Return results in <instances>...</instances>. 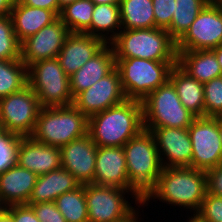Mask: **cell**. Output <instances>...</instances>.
Segmentation results:
<instances>
[{"instance_id":"cell-1","label":"cell","mask_w":222,"mask_h":222,"mask_svg":"<svg viewBox=\"0 0 222 222\" xmlns=\"http://www.w3.org/2000/svg\"><path fill=\"white\" fill-rule=\"evenodd\" d=\"M207 193L206 171L192 167L163 168L156 186L147 194L143 203L148 206L151 200L173 207H182L193 216L198 212Z\"/></svg>"},{"instance_id":"cell-2","label":"cell","mask_w":222,"mask_h":222,"mask_svg":"<svg viewBox=\"0 0 222 222\" xmlns=\"http://www.w3.org/2000/svg\"><path fill=\"white\" fill-rule=\"evenodd\" d=\"M144 129L142 102L126 99L88 118V133L98 147H123Z\"/></svg>"},{"instance_id":"cell-3","label":"cell","mask_w":222,"mask_h":222,"mask_svg":"<svg viewBox=\"0 0 222 222\" xmlns=\"http://www.w3.org/2000/svg\"><path fill=\"white\" fill-rule=\"evenodd\" d=\"M115 58L177 62L176 42L162 28L121 30L110 43Z\"/></svg>"},{"instance_id":"cell-4","label":"cell","mask_w":222,"mask_h":222,"mask_svg":"<svg viewBox=\"0 0 222 222\" xmlns=\"http://www.w3.org/2000/svg\"><path fill=\"white\" fill-rule=\"evenodd\" d=\"M128 179L145 198L156 186L163 166L153 134L143 129L123 146Z\"/></svg>"},{"instance_id":"cell-5","label":"cell","mask_w":222,"mask_h":222,"mask_svg":"<svg viewBox=\"0 0 222 222\" xmlns=\"http://www.w3.org/2000/svg\"><path fill=\"white\" fill-rule=\"evenodd\" d=\"M87 133L88 118L71 104L42 107L31 137L38 142L60 148Z\"/></svg>"},{"instance_id":"cell-6","label":"cell","mask_w":222,"mask_h":222,"mask_svg":"<svg viewBox=\"0 0 222 222\" xmlns=\"http://www.w3.org/2000/svg\"><path fill=\"white\" fill-rule=\"evenodd\" d=\"M115 61L126 98L140 102L169 80L170 71L177 64L140 58H115Z\"/></svg>"},{"instance_id":"cell-7","label":"cell","mask_w":222,"mask_h":222,"mask_svg":"<svg viewBox=\"0 0 222 222\" xmlns=\"http://www.w3.org/2000/svg\"><path fill=\"white\" fill-rule=\"evenodd\" d=\"M142 105L144 128H188L196 118L183 106L169 80L152 91Z\"/></svg>"},{"instance_id":"cell-8","label":"cell","mask_w":222,"mask_h":222,"mask_svg":"<svg viewBox=\"0 0 222 222\" xmlns=\"http://www.w3.org/2000/svg\"><path fill=\"white\" fill-rule=\"evenodd\" d=\"M28 85L42 107H61L73 104L70 76L64 73L59 60H40L28 67Z\"/></svg>"},{"instance_id":"cell-9","label":"cell","mask_w":222,"mask_h":222,"mask_svg":"<svg viewBox=\"0 0 222 222\" xmlns=\"http://www.w3.org/2000/svg\"><path fill=\"white\" fill-rule=\"evenodd\" d=\"M42 106L29 85L0 98V122L3 131L18 137L31 136Z\"/></svg>"},{"instance_id":"cell-10","label":"cell","mask_w":222,"mask_h":222,"mask_svg":"<svg viewBox=\"0 0 222 222\" xmlns=\"http://www.w3.org/2000/svg\"><path fill=\"white\" fill-rule=\"evenodd\" d=\"M129 195L133 200L131 203L128 201ZM85 198L89 222L120 221L141 202L130 190L95 184H85ZM134 201L135 207L131 205Z\"/></svg>"},{"instance_id":"cell-11","label":"cell","mask_w":222,"mask_h":222,"mask_svg":"<svg viewBox=\"0 0 222 222\" xmlns=\"http://www.w3.org/2000/svg\"><path fill=\"white\" fill-rule=\"evenodd\" d=\"M220 45H222V0H211L176 43V50H212Z\"/></svg>"},{"instance_id":"cell-12","label":"cell","mask_w":222,"mask_h":222,"mask_svg":"<svg viewBox=\"0 0 222 222\" xmlns=\"http://www.w3.org/2000/svg\"><path fill=\"white\" fill-rule=\"evenodd\" d=\"M188 132L193 149L191 167L202 171L218 167L222 158L219 118L196 117Z\"/></svg>"},{"instance_id":"cell-13","label":"cell","mask_w":222,"mask_h":222,"mask_svg":"<svg viewBox=\"0 0 222 222\" xmlns=\"http://www.w3.org/2000/svg\"><path fill=\"white\" fill-rule=\"evenodd\" d=\"M127 98L122 88L120 73L115 67L109 74L73 98V105L87 118L118 105Z\"/></svg>"},{"instance_id":"cell-14","label":"cell","mask_w":222,"mask_h":222,"mask_svg":"<svg viewBox=\"0 0 222 222\" xmlns=\"http://www.w3.org/2000/svg\"><path fill=\"white\" fill-rule=\"evenodd\" d=\"M69 34V29L58 17L21 42V61L28 68L37 61L57 58Z\"/></svg>"},{"instance_id":"cell-15","label":"cell","mask_w":222,"mask_h":222,"mask_svg":"<svg viewBox=\"0 0 222 222\" xmlns=\"http://www.w3.org/2000/svg\"><path fill=\"white\" fill-rule=\"evenodd\" d=\"M155 139L163 168L191 167L192 142L188 128H144Z\"/></svg>"},{"instance_id":"cell-16","label":"cell","mask_w":222,"mask_h":222,"mask_svg":"<svg viewBox=\"0 0 222 222\" xmlns=\"http://www.w3.org/2000/svg\"><path fill=\"white\" fill-rule=\"evenodd\" d=\"M97 145L89 133L60 147L61 167L81 184H92L95 174Z\"/></svg>"},{"instance_id":"cell-17","label":"cell","mask_w":222,"mask_h":222,"mask_svg":"<svg viewBox=\"0 0 222 222\" xmlns=\"http://www.w3.org/2000/svg\"><path fill=\"white\" fill-rule=\"evenodd\" d=\"M92 184L130 190L141 202L144 200L129 182L123 147H97Z\"/></svg>"},{"instance_id":"cell-18","label":"cell","mask_w":222,"mask_h":222,"mask_svg":"<svg viewBox=\"0 0 222 222\" xmlns=\"http://www.w3.org/2000/svg\"><path fill=\"white\" fill-rule=\"evenodd\" d=\"M15 163L37 176L61 168L59 147L36 141L33 137H19Z\"/></svg>"},{"instance_id":"cell-19","label":"cell","mask_w":222,"mask_h":222,"mask_svg":"<svg viewBox=\"0 0 222 222\" xmlns=\"http://www.w3.org/2000/svg\"><path fill=\"white\" fill-rule=\"evenodd\" d=\"M105 45L106 43L97 37L85 33H70L66 37L57 59L64 73L71 76Z\"/></svg>"},{"instance_id":"cell-20","label":"cell","mask_w":222,"mask_h":222,"mask_svg":"<svg viewBox=\"0 0 222 222\" xmlns=\"http://www.w3.org/2000/svg\"><path fill=\"white\" fill-rule=\"evenodd\" d=\"M38 176L18 164L0 173V202L2 206L27 204Z\"/></svg>"},{"instance_id":"cell-21","label":"cell","mask_w":222,"mask_h":222,"mask_svg":"<svg viewBox=\"0 0 222 222\" xmlns=\"http://www.w3.org/2000/svg\"><path fill=\"white\" fill-rule=\"evenodd\" d=\"M115 67L114 49L111 44H106L96 55L70 76L72 97L74 98L78 93L90 88Z\"/></svg>"},{"instance_id":"cell-22","label":"cell","mask_w":222,"mask_h":222,"mask_svg":"<svg viewBox=\"0 0 222 222\" xmlns=\"http://www.w3.org/2000/svg\"><path fill=\"white\" fill-rule=\"evenodd\" d=\"M80 185L69 171L61 167L38 176L27 204L54 202L63 193L73 191Z\"/></svg>"},{"instance_id":"cell-23","label":"cell","mask_w":222,"mask_h":222,"mask_svg":"<svg viewBox=\"0 0 222 222\" xmlns=\"http://www.w3.org/2000/svg\"><path fill=\"white\" fill-rule=\"evenodd\" d=\"M10 17L14 33L20 43L58 18L52 10L31 7L20 0L15 1Z\"/></svg>"},{"instance_id":"cell-24","label":"cell","mask_w":222,"mask_h":222,"mask_svg":"<svg viewBox=\"0 0 222 222\" xmlns=\"http://www.w3.org/2000/svg\"><path fill=\"white\" fill-rule=\"evenodd\" d=\"M177 64L200 83L222 76L220 64L212 50L177 51Z\"/></svg>"},{"instance_id":"cell-25","label":"cell","mask_w":222,"mask_h":222,"mask_svg":"<svg viewBox=\"0 0 222 222\" xmlns=\"http://www.w3.org/2000/svg\"><path fill=\"white\" fill-rule=\"evenodd\" d=\"M169 81L175 87L183 106L195 117H204L203 83L191 77L178 64L172 67Z\"/></svg>"},{"instance_id":"cell-26","label":"cell","mask_w":222,"mask_h":222,"mask_svg":"<svg viewBox=\"0 0 222 222\" xmlns=\"http://www.w3.org/2000/svg\"><path fill=\"white\" fill-rule=\"evenodd\" d=\"M122 30L119 5H95L91 26L85 34L97 37L110 44Z\"/></svg>"},{"instance_id":"cell-27","label":"cell","mask_w":222,"mask_h":222,"mask_svg":"<svg viewBox=\"0 0 222 222\" xmlns=\"http://www.w3.org/2000/svg\"><path fill=\"white\" fill-rule=\"evenodd\" d=\"M122 30L155 28L152 0H121Z\"/></svg>"},{"instance_id":"cell-28","label":"cell","mask_w":222,"mask_h":222,"mask_svg":"<svg viewBox=\"0 0 222 222\" xmlns=\"http://www.w3.org/2000/svg\"><path fill=\"white\" fill-rule=\"evenodd\" d=\"M211 0H175L170 26L166 29L177 43L188 31L197 15Z\"/></svg>"},{"instance_id":"cell-29","label":"cell","mask_w":222,"mask_h":222,"mask_svg":"<svg viewBox=\"0 0 222 222\" xmlns=\"http://www.w3.org/2000/svg\"><path fill=\"white\" fill-rule=\"evenodd\" d=\"M28 85V68L21 61L0 60V98L22 90Z\"/></svg>"},{"instance_id":"cell-30","label":"cell","mask_w":222,"mask_h":222,"mask_svg":"<svg viewBox=\"0 0 222 222\" xmlns=\"http://www.w3.org/2000/svg\"><path fill=\"white\" fill-rule=\"evenodd\" d=\"M66 222H89L85 198V185L63 193L54 201Z\"/></svg>"},{"instance_id":"cell-31","label":"cell","mask_w":222,"mask_h":222,"mask_svg":"<svg viewBox=\"0 0 222 222\" xmlns=\"http://www.w3.org/2000/svg\"><path fill=\"white\" fill-rule=\"evenodd\" d=\"M94 6L91 0H77L62 8L59 18L70 33H84L91 26Z\"/></svg>"},{"instance_id":"cell-32","label":"cell","mask_w":222,"mask_h":222,"mask_svg":"<svg viewBox=\"0 0 222 222\" xmlns=\"http://www.w3.org/2000/svg\"><path fill=\"white\" fill-rule=\"evenodd\" d=\"M10 15L0 17V60L21 59V46Z\"/></svg>"},{"instance_id":"cell-33","label":"cell","mask_w":222,"mask_h":222,"mask_svg":"<svg viewBox=\"0 0 222 222\" xmlns=\"http://www.w3.org/2000/svg\"><path fill=\"white\" fill-rule=\"evenodd\" d=\"M204 117L222 118V76L203 84Z\"/></svg>"},{"instance_id":"cell-34","label":"cell","mask_w":222,"mask_h":222,"mask_svg":"<svg viewBox=\"0 0 222 222\" xmlns=\"http://www.w3.org/2000/svg\"><path fill=\"white\" fill-rule=\"evenodd\" d=\"M191 217L197 222H222V197L206 193L198 212Z\"/></svg>"},{"instance_id":"cell-35","label":"cell","mask_w":222,"mask_h":222,"mask_svg":"<svg viewBox=\"0 0 222 222\" xmlns=\"http://www.w3.org/2000/svg\"><path fill=\"white\" fill-rule=\"evenodd\" d=\"M19 137L4 132L0 136V173L15 164Z\"/></svg>"},{"instance_id":"cell-36","label":"cell","mask_w":222,"mask_h":222,"mask_svg":"<svg viewBox=\"0 0 222 222\" xmlns=\"http://www.w3.org/2000/svg\"><path fill=\"white\" fill-rule=\"evenodd\" d=\"M155 28L167 29L173 18L175 0H152Z\"/></svg>"},{"instance_id":"cell-37","label":"cell","mask_w":222,"mask_h":222,"mask_svg":"<svg viewBox=\"0 0 222 222\" xmlns=\"http://www.w3.org/2000/svg\"><path fill=\"white\" fill-rule=\"evenodd\" d=\"M40 222H66L54 202L28 204Z\"/></svg>"},{"instance_id":"cell-38","label":"cell","mask_w":222,"mask_h":222,"mask_svg":"<svg viewBox=\"0 0 222 222\" xmlns=\"http://www.w3.org/2000/svg\"><path fill=\"white\" fill-rule=\"evenodd\" d=\"M4 209L13 217L15 222H40L28 204L11 205Z\"/></svg>"},{"instance_id":"cell-39","label":"cell","mask_w":222,"mask_h":222,"mask_svg":"<svg viewBox=\"0 0 222 222\" xmlns=\"http://www.w3.org/2000/svg\"><path fill=\"white\" fill-rule=\"evenodd\" d=\"M207 175V193L222 197V170L215 167L206 171Z\"/></svg>"},{"instance_id":"cell-40","label":"cell","mask_w":222,"mask_h":222,"mask_svg":"<svg viewBox=\"0 0 222 222\" xmlns=\"http://www.w3.org/2000/svg\"><path fill=\"white\" fill-rule=\"evenodd\" d=\"M20 1L23 4L31 7L52 10L59 17L58 0H20Z\"/></svg>"},{"instance_id":"cell-41","label":"cell","mask_w":222,"mask_h":222,"mask_svg":"<svg viewBox=\"0 0 222 222\" xmlns=\"http://www.w3.org/2000/svg\"><path fill=\"white\" fill-rule=\"evenodd\" d=\"M144 207L145 208V205H144V203L143 202H140L138 205H137V207L139 208H135L128 216H126L124 219H121L120 221H116V222H140V220L141 221H143L141 218L142 217H140L141 215H139V214H141L140 213V210H142V209H140L141 207ZM140 217V218H139Z\"/></svg>"},{"instance_id":"cell-42","label":"cell","mask_w":222,"mask_h":222,"mask_svg":"<svg viewBox=\"0 0 222 222\" xmlns=\"http://www.w3.org/2000/svg\"><path fill=\"white\" fill-rule=\"evenodd\" d=\"M16 0H0V17L11 14Z\"/></svg>"},{"instance_id":"cell-43","label":"cell","mask_w":222,"mask_h":222,"mask_svg":"<svg viewBox=\"0 0 222 222\" xmlns=\"http://www.w3.org/2000/svg\"><path fill=\"white\" fill-rule=\"evenodd\" d=\"M0 222H15L13 217L3 209L0 213Z\"/></svg>"},{"instance_id":"cell-44","label":"cell","mask_w":222,"mask_h":222,"mask_svg":"<svg viewBox=\"0 0 222 222\" xmlns=\"http://www.w3.org/2000/svg\"><path fill=\"white\" fill-rule=\"evenodd\" d=\"M95 5L100 4H110V5H120L121 0H91Z\"/></svg>"},{"instance_id":"cell-45","label":"cell","mask_w":222,"mask_h":222,"mask_svg":"<svg viewBox=\"0 0 222 222\" xmlns=\"http://www.w3.org/2000/svg\"><path fill=\"white\" fill-rule=\"evenodd\" d=\"M212 51L215 53L218 63L220 64V68L222 71V45L218 46L217 48L212 49Z\"/></svg>"},{"instance_id":"cell-46","label":"cell","mask_w":222,"mask_h":222,"mask_svg":"<svg viewBox=\"0 0 222 222\" xmlns=\"http://www.w3.org/2000/svg\"><path fill=\"white\" fill-rule=\"evenodd\" d=\"M77 0H58V4H59V15L61 12V9L64 8L66 5L71 4L73 2H75Z\"/></svg>"},{"instance_id":"cell-47","label":"cell","mask_w":222,"mask_h":222,"mask_svg":"<svg viewBox=\"0 0 222 222\" xmlns=\"http://www.w3.org/2000/svg\"><path fill=\"white\" fill-rule=\"evenodd\" d=\"M219 135L222 142V118H219Z\"/></svg>"},{"instance_id":"cell-48","label":"cell","mask_w":222,"mask_h":222,"mask_svg":"<svg viewBox=\"0 0 222 222\" xmlns=\"http://www.w3.org/2000/svg\"><path fill=\"white\" fill-rule=\"evenodd\" d=\"M188 217L186 219L187 222H197L193 217H190V215Z\"/></svg>"},{"instance_id":"cell-49","label":"cell","mask_w":222,"mask_h":222,"mask_svg":"<svg viewBox=\"0 0 222 222\" xmlns=\"http://www.w3.org/2000/svg\"><path fill=\"white\" fill-rule=\"evenodd\" d=\"M4 133L3 128H2V124L0 122V136Z\"/></svg>"},{"instance_id":"cell-50","label":"cell","mask_w":222,"mask_h":222,"mask_svg":"<svg viewBox=\"0 0 222 222\" xmlns=\"http://www.w3.org/2000/svg\"><path fill=\"white\" fill-rule=\"evenodd\" d=\"M218 167L222 170V158Z\"/></svg>"},{"instance_id":"cell-51","label":"cell","mask_w":222,"mask_h":222,"mask_svg":"<svg viewBox=\"0 0 222 222\" xmlns=\"http://www.w3.org/2000/svg\"><path fill=\"white\" fill-rule=\"evenodd\" d=\"M4 209V207L2 206L1 202H0V213L1 211Z\"/></svg>"}]
</instances>
